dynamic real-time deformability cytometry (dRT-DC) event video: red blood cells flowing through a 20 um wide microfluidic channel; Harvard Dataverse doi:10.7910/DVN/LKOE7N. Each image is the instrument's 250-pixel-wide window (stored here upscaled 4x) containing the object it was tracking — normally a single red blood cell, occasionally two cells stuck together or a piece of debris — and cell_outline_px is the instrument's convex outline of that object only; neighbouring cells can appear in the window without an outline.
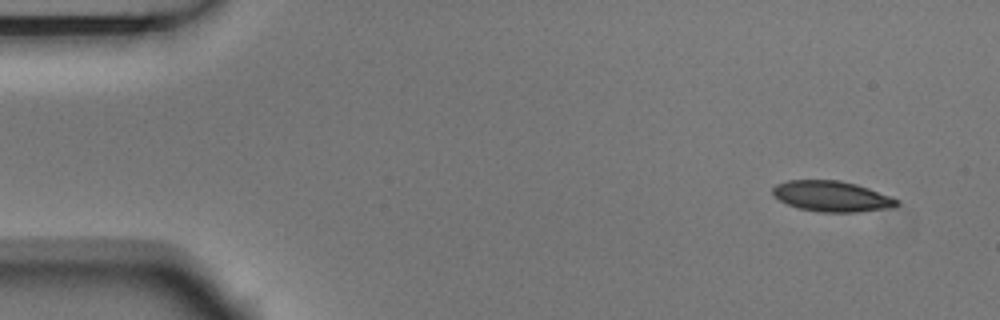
{"species": "Egyptian fruit bat (a non-hibernating species)", "species_latin": "Rousettus aegyptiacus", "temperature_condition": "room temperature", "stored_images_in_passage": 4, "camera_frame_rate_fps": 3000, "um_per_image_px": 0.085, "animal": {"sex": "male"}, "frame": {"image": 1, "passage_image": 1, "time_ms": 0.0, "image_size_px": [1000, 320], "cell_outline_px": [[900, 204], [892, 208], [860, 212], [820, 212], [800, 208], [788, 204], [772, 196], [772, 188], [776, 184], [788, 180], [840, 180], [856, 184], [892, 196], [900, 200]], "centroid_in_image_um": [70.73, 16.69], "position_along_channel_um": 14.3, "area_um2": 22.37}}
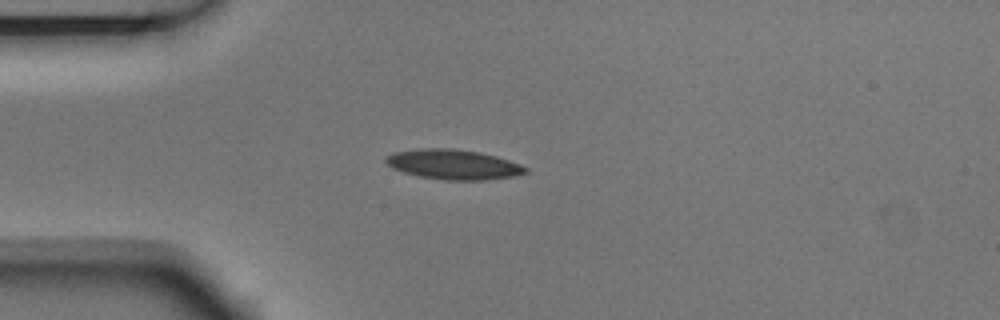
{"frame": {"image": 2, "passage_image": 4, "time_ms": 1.0, "image_size_px": [1000, 320], "cell_outline_px": [[528, 172], [512, 176], [484, 180], [444, 180], [416, 176], [392, 168], [384, 160], [384, 156], [392, 152], [416, 148], [452, 148], [480, 152], [496, 156], [520, 164], [528, 168]], "centroid_in_image_um": [38.48, 13.97], "position_along_channel_um": 46.5, "area_um2": 24.57}}